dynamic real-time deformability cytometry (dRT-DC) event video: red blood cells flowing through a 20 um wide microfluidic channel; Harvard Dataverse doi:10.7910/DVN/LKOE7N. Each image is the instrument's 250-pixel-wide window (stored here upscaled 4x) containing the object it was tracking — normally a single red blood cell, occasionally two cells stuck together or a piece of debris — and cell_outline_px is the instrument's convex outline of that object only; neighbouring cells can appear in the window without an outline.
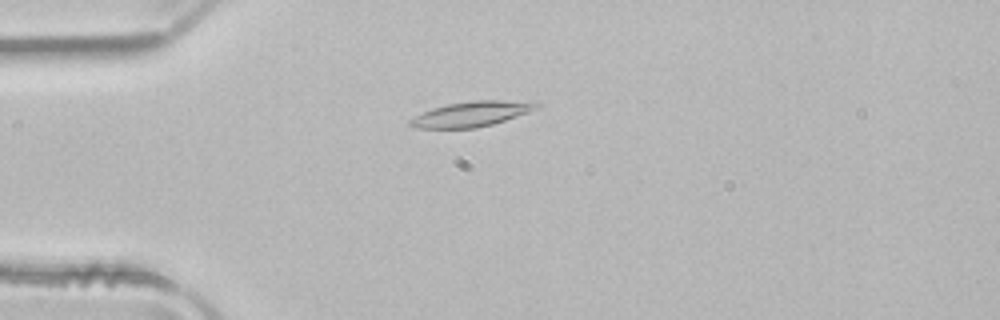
{"species": "common noctule bat (a hibernating species)", "species_latin": "Nyctalus noctula", "temperature_condition": "room temperature", "stored_images_in_passage": 41, "camera_frame_rate_fps": 3000, "um_per_image_px": 0.085, "animal": {"sex": "male", "body_mass_g": 21.5, "forearm_length_mm": 52.0}, "frame": {"image": 1, "passage_image": 3, "time_ms": 0.667, "image_size_px": [1000, 320], "cell_outline_px": [[544, 104], [540, 108], [492, 124], [476, 128], [416, 128], [408, 124], [408, 120], [432, 108], [448, 104], [472, 100], [500, 100]], "centroid_in_image_um": [40.06, 9.69], "position_along_channel_um": 44.9, "area_um2": 18.26}}
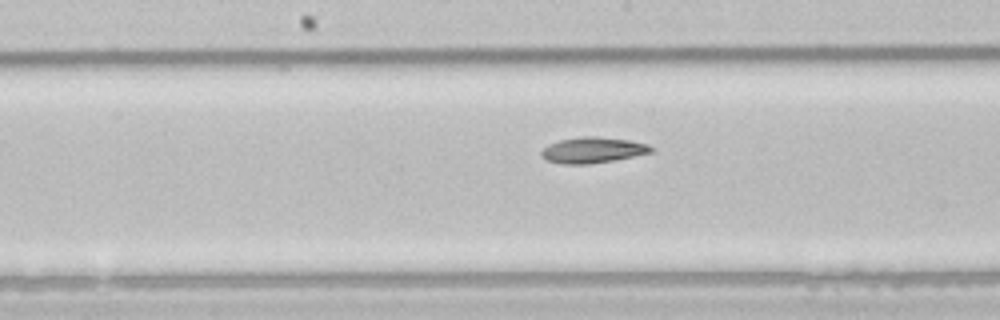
{"frame": {"image": 2, "passage_image": 16, "time_ms": 5.0, "image_size_px": [1000, 320], "cell_outline_px": [[656, 148], [652, 152], [612, 160], [588, 164], [564, 164], [548, 160], [540, 156], [540, 152], [548, 144], [560, 140], [580, 136], [596, 136], [632, 140], [648, 144]], "centroid_in_image_um": [50.4, 12.74], "position_along_channel_um": 197.8, "area_um2": 16.53}}
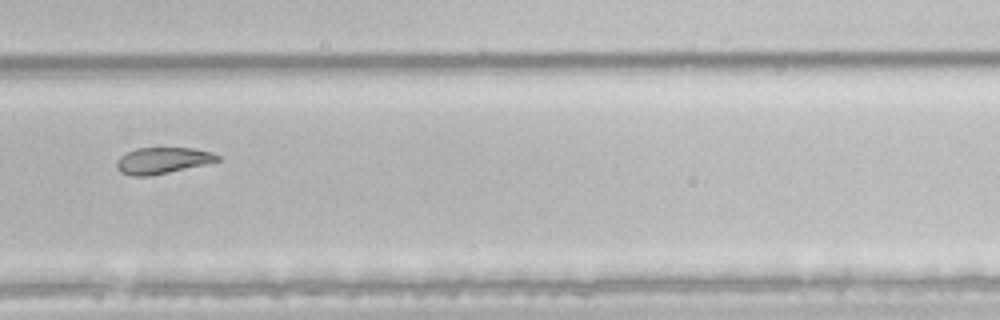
{"frame": {"image": 3, "passage_image": 25, "time_ms": 8.0, "image_size_px": [1000, 320], "cell_outline_px": [[220, 160], [204, 164], [168, 172], [148, 176], [132, 176], [120, 172], [116, 168], [116, 164], [120, 156], [136, 148], [192, 148], [212, 152], [220, 156]], "centroid_in_image_um": [13.79, 13.64], "position_along_channel_um": 316.0, "area_um2": 15.26}, "authors_computed_cell_mechanics": {"area_um2": 16.7042, "velocity_mm_per_s": 3.9599, "shape_relaxation_time_tau1_ms": 10.0899, "shape_relaxation_time_tau2_ms": 6.7905, "deformation_change_tau1": 0.1906, "deformation_change_tau2": 0.1244}}